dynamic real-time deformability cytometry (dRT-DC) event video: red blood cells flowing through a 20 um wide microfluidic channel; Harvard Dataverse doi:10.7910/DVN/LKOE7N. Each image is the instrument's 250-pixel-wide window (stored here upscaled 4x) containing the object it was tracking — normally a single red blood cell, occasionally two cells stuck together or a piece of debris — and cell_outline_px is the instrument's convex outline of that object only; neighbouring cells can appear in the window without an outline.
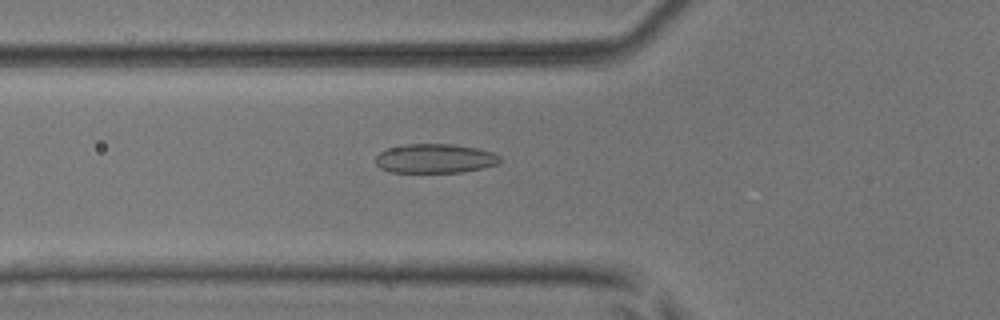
{"species": "common noctule bat (a hibernating species)", "species_latin": "Nyctalus noctula", "temperature_condition": "room temperature", "stored_images_in_passage": 35, "camera_frame_rate_fps": 3000, "um_per_image_px": 0.085, "animal": {"sex": "male", "body_mass_g": 17.9, "forearm_length_mm": 54.2}, "frame": {"image": 1, "passage_image": 3, "time_ms": 0.667, "image_size_px": [1000, 320], "cell_outline_px": [[500, 164], [484, 168], [464, 172], [392, 172], [380, 168], [376, 164], [376, 156], [380, 152], [388, 148], [404, 144], [452, 144], [476, 148], [496, 152], [500, 156]], "centroid_in_image_um": [37.02, 13.47], "position_along_channel_um": 88.8, "area_um2": 21.39}}
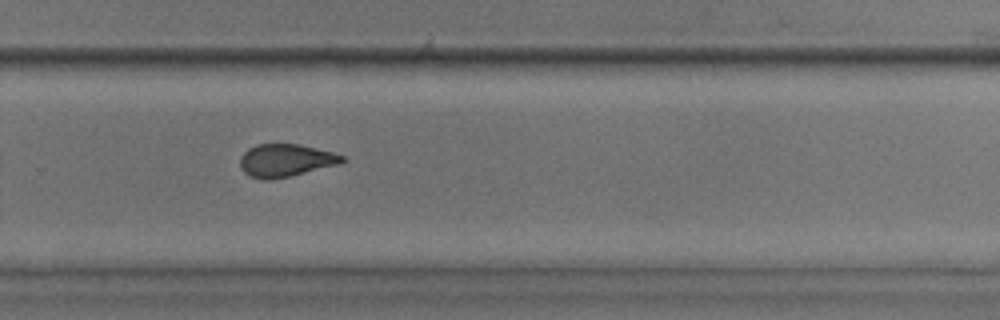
{"frame": {"image": 2, "passage_image": 19, "time_ms": 6.0, "image_size_px": [1000, 320], "cell_outline_px": [[344, 160], [340, 164], [288, 176], [268, 180], [260, 180], [248, 176], [240, 168], [240, 156], [248, 148], [256, 144], [300, 144], [332, 152], [344, 156]], "centroid_in_image_um": [24.23, 13.63], "position_along_channel_um": 305.6, "area_um2": 19.48}}
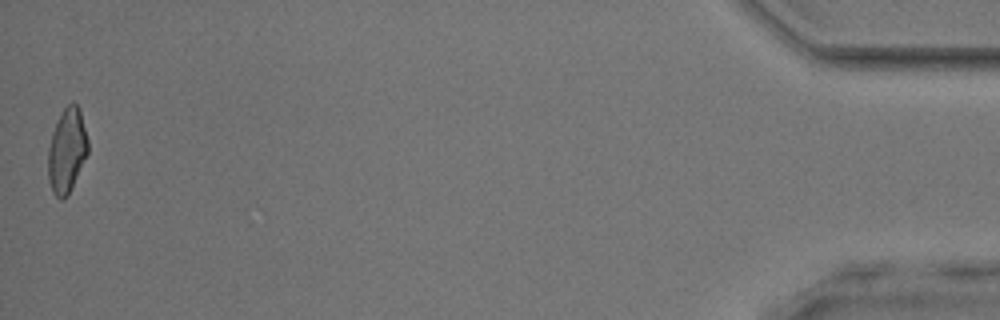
{"frame": {"image": 3, "passage_image": 35, "time_ms": 11.333, "image_size_px": [1000, 320], "cell_outline_px": [[88, 152], [68, 196], [64, 200], [60, 200], [52, 192], [48, 180], [48, 148], [52, 132], [56, 120], [64, 108], [72, 100], [80, 108], [88, 140]], "centroid_in_image_um": [5.68, 12.79], "position_along_channel_um": 429.5, "area_um2": 19.88}, "authors_computed_cell_mechanics": {"area_um2": 19.7676, "velocity_mm_per_s": 4.0671, "shape_relaxation_time_tau1_ms": 5.4363, "shape_relaxation_time_tau2_ms": 1.4496, "deformation_change_tau1": 0.1378, "deformation_change_tau2": 0.0967}}